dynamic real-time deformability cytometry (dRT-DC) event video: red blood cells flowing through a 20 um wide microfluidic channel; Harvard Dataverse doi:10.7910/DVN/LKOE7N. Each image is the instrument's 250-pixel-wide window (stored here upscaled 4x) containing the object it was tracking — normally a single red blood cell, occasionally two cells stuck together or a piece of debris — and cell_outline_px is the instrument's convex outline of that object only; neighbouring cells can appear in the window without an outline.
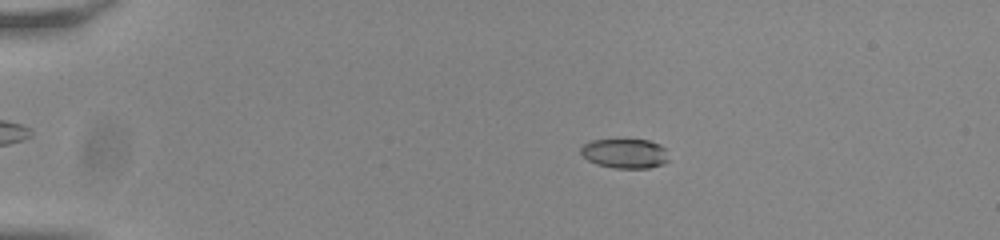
{"species": "common noctule bat (a hibernating species)", "species_latin": "Nyctalus noctula", "temperature_condition": "room temperature", "stored_images_in_passage": 56, "camera_frame_rate_fps": 3000, "um_per_image_px": 0.085, "animal": {"sex": "male", "body_mass_g": 20.0, "forearm_length_mm": 53.3}, "frame": {"image": 1, "passage_image": 12, "time_ms": 3.667, "image_size_px": [1000, 240], "cell_outline_px": [[668, 160], [664, 164], [648, 168], [612, 168], [596, 164], [588, 160], [580, 152], [580, 148], [584, 144], [592, 140], [648, 140], [660, 144], [664, 148]], "centroid_in_image_um": [53.11, 13.05], "position_along_channel_um": 31.9, "area_um2": 15.09}}
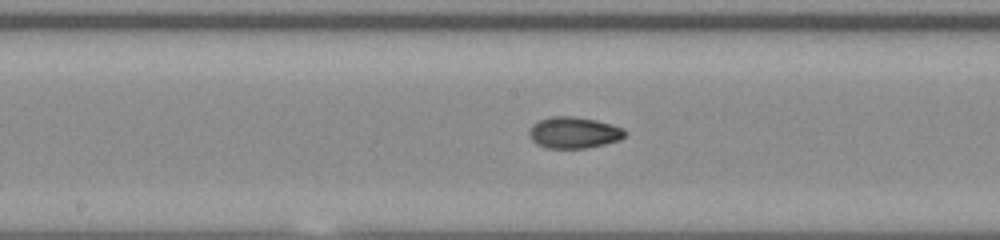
{"frame": {"image": 2, "passage_image": 31, "time_ms": 10.0, "image_size_px": [1000, 240], "cell_outline_px": [[628, 132], [620, 140], [588, 148], [548, 148], [536, 144], [532, 140], [528, 132], [532, 124], [548, 116], [572, 116], [596, 120], [612, 124], [624, 128]], "centroid_in_image_um": [48.79, 11.27], "position_along_channel_um": 199.4, "area_um2": 17.69}}
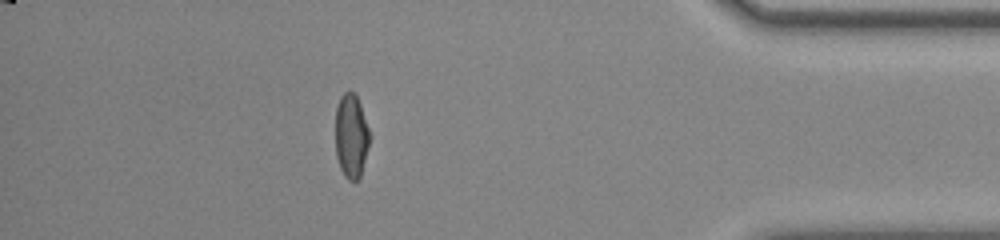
{"frame": {"image": 3, "passage_image": 50, "time_ms": 16.333, "image_size_px": [1000, 240], "cell_outline_px": [[368, 144], [360, 176], [356, 180], [348, 180], [344, 176], [340, 168], [336, 156], [336, 108], [340, 96], [344, 92], [352, 92], [356, 96], [360, 104], [368, 128]], "centroid_in_image_um": [29.82, 11.56], "position_along_channel_um": 405.4, "area_um2": 16.3}, "authors_computed_cell_mechanics": {"area_um2": 16.6175, "velocity_mm_per_s": 3.8102, "shape_relaxation_time_tau1_ms": null, "shape_relaxation_time_tau2_ms": 1.2929, "deformation_change_tau1": null, "deformation_change_tau2": 0.0511}}